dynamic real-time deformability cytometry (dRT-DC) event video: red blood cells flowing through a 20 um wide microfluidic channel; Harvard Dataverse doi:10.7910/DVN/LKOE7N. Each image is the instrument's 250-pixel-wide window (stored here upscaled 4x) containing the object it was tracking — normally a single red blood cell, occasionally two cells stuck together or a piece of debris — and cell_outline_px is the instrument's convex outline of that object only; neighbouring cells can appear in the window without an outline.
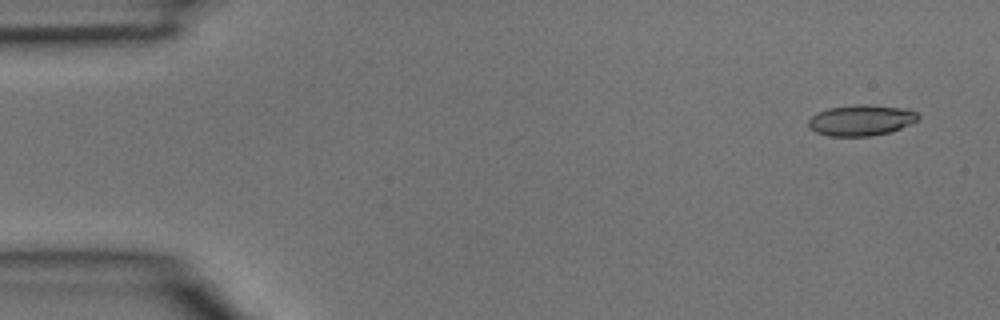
{"species": "common noctule bat (a hibernating species)", "species_latin": "Nyctalus noctula", "temperature_condition": "room temperature", "stored_images_in_passage": 4, "camera_frame_rate_fps": 3000, "um_per_image_px": 0.085, "animal": {"sex": "male", "body_mass_g": 15.6}, "frame": {"image": 1, "passage_image": 1, "time_ms": 0.0, "image_size_px": [1000, 320], "cell_outline_px": [[920, 120], [892, 132], [868, 136], [828, 136], [816, 132], [808, 124], [808, 120], [816, 112], [828, 108], [856, 104], [868, 104], [900, 108], [916, 112], [920, 116]], "centroid_in_image_um": [73.21, 10.22], "position_along_channel_um": 11.8, "area_um2": 19.83}}
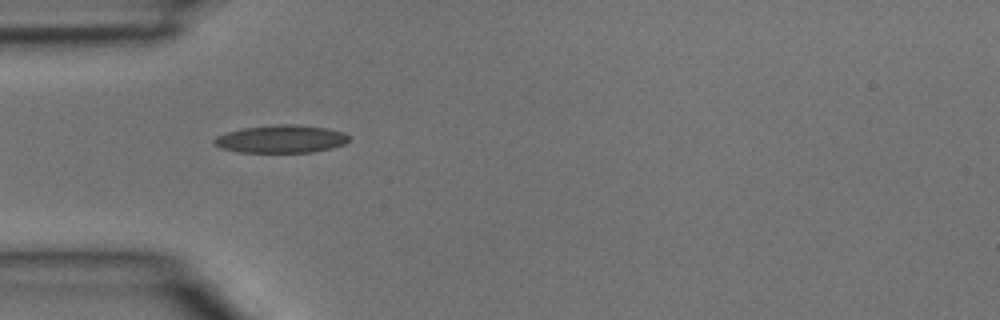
{"frame": {"image": 2, "passage_image": 3, "time_ms": 0.667, "image_size_px": [1000, 320], "cell_outline_px": [[348, 140], [344, 144], [332, 148], [312, 152], [240, 152], [220, 148], [212, 144], [212, 140], [216, 136], [228, 132], [244, 128], [280, 124], [296, 124], [328, 128], [344, 132], [348, 136]], "centroid_in_image_um": [23.88, 11.81], "position_along_channel_um": 61.1, "area_um2": 21.85}}